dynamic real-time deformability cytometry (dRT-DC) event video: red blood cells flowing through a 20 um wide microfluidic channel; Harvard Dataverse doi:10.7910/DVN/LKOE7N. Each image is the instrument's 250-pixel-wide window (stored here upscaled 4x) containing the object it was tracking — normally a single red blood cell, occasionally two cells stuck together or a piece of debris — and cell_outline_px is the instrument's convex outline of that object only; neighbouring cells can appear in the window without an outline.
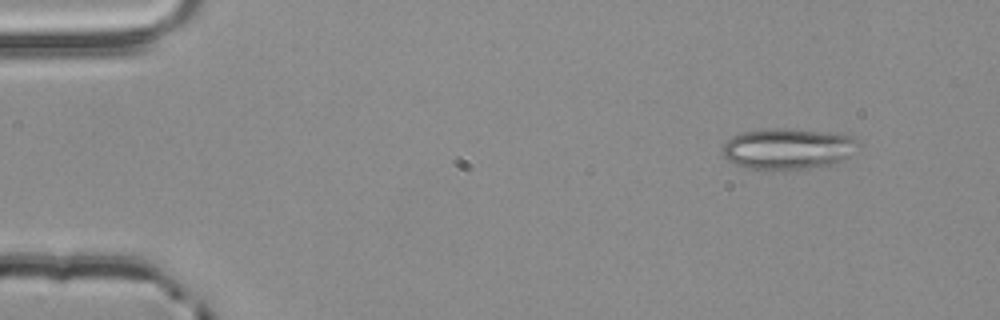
{"species": "common noctule bat (a hibernating species)", "species_latin": "Nyctalus noctula", "temperature_condition": "room temperature", "stored_images_in_passage": 4, "camera_frame_rate_fps": 3000, "um_per_image_px": 0.085, "animal": {"sex": "male", "body_mass_g": 20.4}, "frame": {"image": 1, "passage_image": 1, "time_ms": 0.0, "image_size_px": [1000, 320], "cell_outline_px": [[856, 140], [848, 156], [840, 160], [828, 164], [808, 168], [784, 172], [744, 168], [728, 160], [724, 156], [724, 144], [732, 136], [740, 132], [768, 128], [792, 128], [848, 132], [856, 136]], "centroid_in_image_um": [66.95, 12.63], "position_along_channel_um": 18.0, "area_um2": 33.18}}